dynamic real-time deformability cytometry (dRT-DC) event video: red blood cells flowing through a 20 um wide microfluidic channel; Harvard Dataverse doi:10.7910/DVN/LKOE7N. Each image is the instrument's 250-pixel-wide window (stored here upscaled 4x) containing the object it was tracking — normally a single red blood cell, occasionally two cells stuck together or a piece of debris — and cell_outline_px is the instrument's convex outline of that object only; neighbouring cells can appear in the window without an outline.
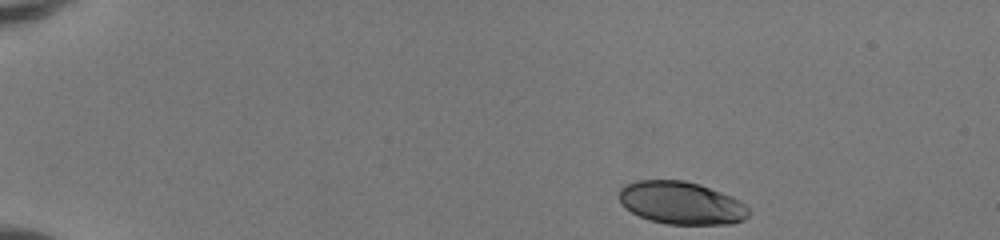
{"species": "human", "species_latin": "Homo sapiens", "temperature_condition": "room temperature", "stored_images_in_passage": 10, "camera_frame_rate_fps": 3000, "um_per_image_px": 0.085, "donor": {"sex": "female"}, "frame": {"image": 1, "passage_image": 1, "time_ms": 0.0, "image_size_px": [1000, 240], "cell_outline_px": [[748, 216], [744, 220], [732, 224], [668, 224], [652, 220], [640, 216], [624, 208], [620, 204], [620, 188], [624, 184], [636, 180], [684, 180], [700, 184], [732, 196], [740, 200], [748, 208]], "centroid_in_image_um": [57.9, 17.24], "position_along_channel_um": 27.1, "area_um2": 32.37}}